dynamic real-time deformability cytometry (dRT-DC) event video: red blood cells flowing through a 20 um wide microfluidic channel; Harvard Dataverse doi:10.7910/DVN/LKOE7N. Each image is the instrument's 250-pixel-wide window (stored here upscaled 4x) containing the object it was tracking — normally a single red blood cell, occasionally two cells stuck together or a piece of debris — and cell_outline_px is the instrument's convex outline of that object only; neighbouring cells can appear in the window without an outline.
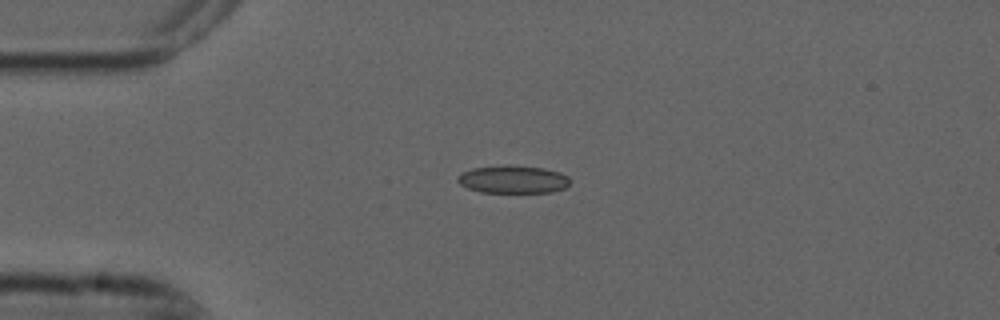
{"species": "common noctule bat (a hibernating species)", "species_latin": "Nyctalus noctula", "temperature_condition": "cold", "stored_images_in_passage": 8, "camera_frame_rate_fps": 3000, "um_per_image_px": 0.085, "animal": {"sex": "male", "forearm_length_mm": 52.5}, "frame": {"image": 1, "passage_image": 2, "time_ms": 0.333, "image_size_px": [1000, 320], "cell_outline_px": [[568, 184], [564, 188], [552, 192], [480, 192], [468, 188], [460, 184], [456, 180], [456, 176], [472, 168], [544, 168], [560, 172], [568, 176]], "centroid_in_image_um": [43.6, 15.3], "position_along_channel_um": 41.4, "area_um2": 17.22}}
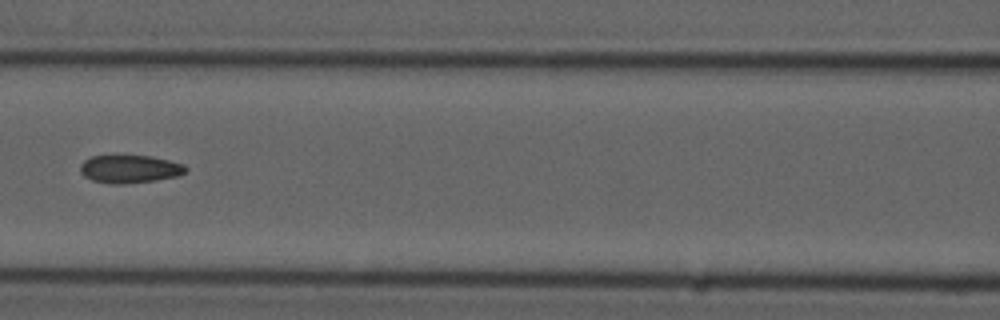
{"frame": {"image": 2, "passage_image": 5, "time_ms": 1.333, "image_size_px": [1000, 320], "cell_outline_px": [[188, 168], [184, 172], [176, 176], [156, 180], [124, 184], [108, 184], [92, 180], [84, 176], [80, 172], [80, 164], [84, 160], [92, 156], [152, 156], [184, 164]], "centroid_in_image_um": [11.0, 14.37], "position_along_channel_um": 155.6, "area_um2": 17.17}}
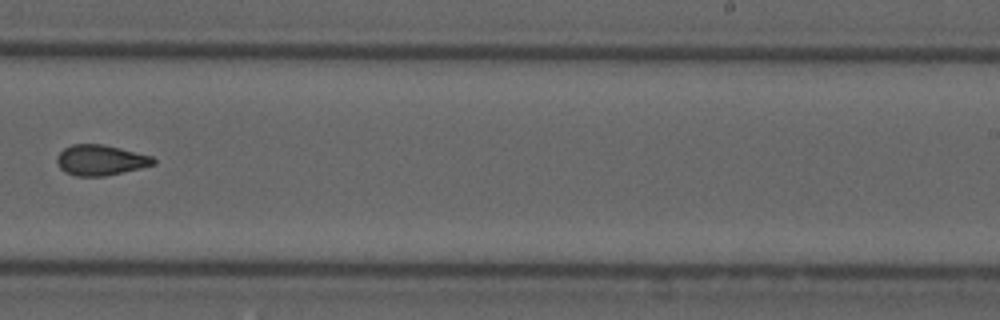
{"frame": {"image": 3, "passage_image": 8, "time_ms": 2.333, "image_size_px": [1000, 320], "cell_outline_px": [[156, 164], [140, 168], [104, 176], [76, 176], [64, 172], [60, 168], [56, 160], [56, 156], [64, 148], [72, 144], [100, 144], [120, 148], [152, 156], [156, 160]], "centroid_in_image_um": [8.53, 13.61], "position_along_channel_um": 280.5, "area_um2": 17.11}}